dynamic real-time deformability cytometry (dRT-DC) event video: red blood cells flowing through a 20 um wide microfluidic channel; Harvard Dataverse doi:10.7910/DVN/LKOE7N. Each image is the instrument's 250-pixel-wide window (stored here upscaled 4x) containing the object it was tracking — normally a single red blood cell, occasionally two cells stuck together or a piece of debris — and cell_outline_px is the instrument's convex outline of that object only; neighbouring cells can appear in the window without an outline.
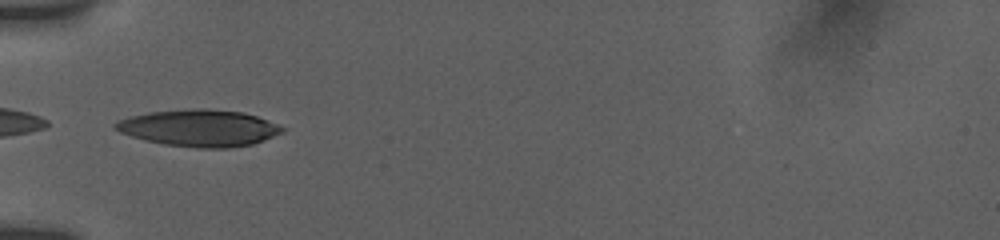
{"species": "human", "species_latin": "Homo sapiens", "temperature_condition": "room temperature", "stored_images_in_passage": 6, "camera_frame_rate_fps": 3000, "um_per_image_px": 0.085, "donor": {"sex": "female"}, "frame": {"image": 1, "passage_image": 1, "time_ms": 0.0, "image_size_px": [1000, 240], "cell_outline_px": [[284, 132], [252, 144], [228, 148], [200, 148], [164, 144], [144, 140], [120, 132], [112, 124], [116, 120], [148, 112], [196, 108], [204, 108], [244, 112], [256, 116], [276, 124], [284, 128]], "centroid_in_image_um": [16.91, 10.87], "position_along_channel_um": 68.1, "area_um2": 35.6}}
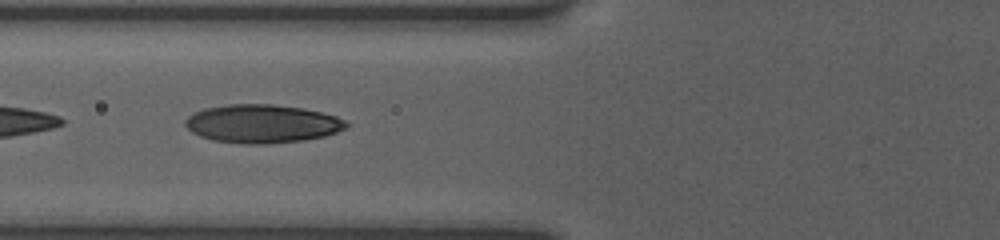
{"frame": {"image": 2, "passage_image": 5, "time_ms": 1.0, "image_size_px": [1000, 240], "cell_outline_px": [[348, 128], [324, 136], [304, 140], [264, 144], [240, 144], [212, 140], [200, 136], [192, 132], [184, 124], [184, 120], [188, 116], [204, 108], [228, 104], [272, 104], [300, 108], [320, 112], [336, 116], [344, 120], [348, 124]], "centroid_in_image_um": [22.26, 10.52], "position_along_channel_um": 103.5, "area_um2": 36.01}}